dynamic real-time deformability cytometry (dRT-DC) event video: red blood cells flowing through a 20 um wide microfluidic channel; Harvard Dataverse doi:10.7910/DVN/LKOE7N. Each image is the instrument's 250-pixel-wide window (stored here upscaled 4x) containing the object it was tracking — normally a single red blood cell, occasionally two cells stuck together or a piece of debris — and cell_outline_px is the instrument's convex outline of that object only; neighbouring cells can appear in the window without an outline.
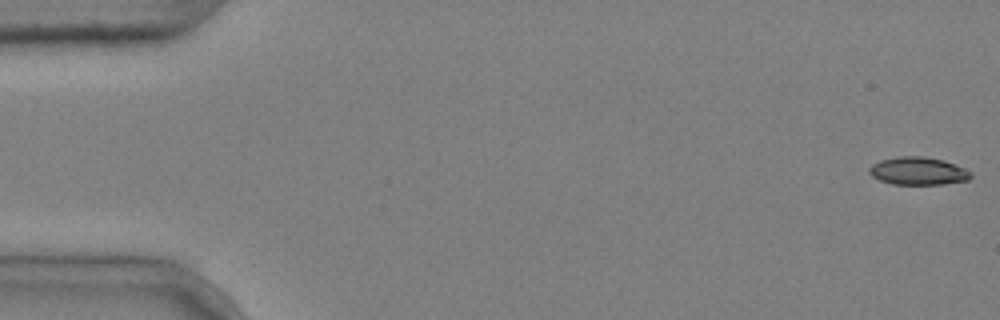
{"species": "common noctule bat (a hibernating species)", "species_latin": "Nyctalus noctula", "temperature_condition": "cold", "stored_images_in_passage": 3, "camera_frame_rate_fps": 3000, "um_per_image_px": 0.085, "animal": {"sex": "male", "body_mass_g": 20.4}, "frame": {"image": 1, "passage_image": 1, "time_ms": 0.0, "image_size_px": [1000, 320], "cell_outline_px": [[972, 176], [968, 180], [944, 184], [892, 184], [880, 180], [872, 176], [868, 172], [868, 168], [872, 164], [880, 160], [896, 156], [924, 156], [944, 160], [964, 168]], "centroid_in_image_um": [78.0, 14.53], "position_along_channel_um": 7.0, "area_um2": 16.47}}